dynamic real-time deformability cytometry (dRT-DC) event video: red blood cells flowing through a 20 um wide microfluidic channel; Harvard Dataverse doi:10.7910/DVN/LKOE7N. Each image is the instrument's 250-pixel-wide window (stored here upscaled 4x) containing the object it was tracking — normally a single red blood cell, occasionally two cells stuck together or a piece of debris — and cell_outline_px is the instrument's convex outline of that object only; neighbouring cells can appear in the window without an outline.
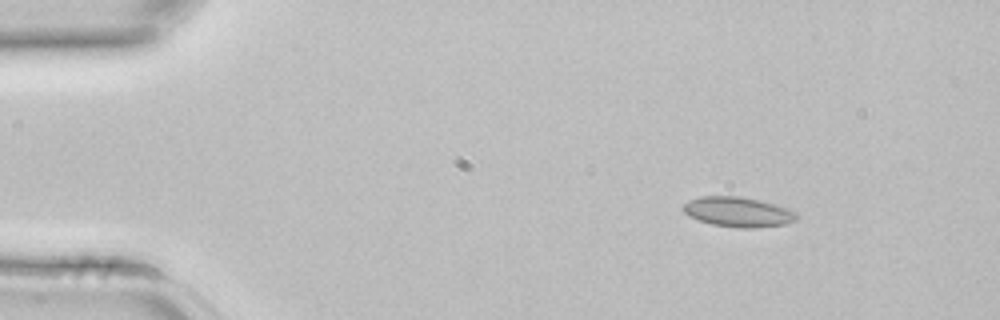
{"species": "common noctule bat (a hibernating species)", "species_latin": "Nyctalus noctula", "temperature_condition": "room temperature", "stored_images_in_passage": 3, "segment_of_instrument_passage": [2, 2], "camera_frame_rate_fps": 3000, "um_per_image_px": 0.085, "animal": {"sex": "female", "body_mass_g": 22.7, "forearm_length_mm": 54.2}, "frame": {"image": 1, "passage_image": 3, "time_ms": 0.667, "image_size_px": [1000, 320], "cell_outline_px": [[800, 216], [796, 220], [788, 224], [756, 228], [740, 228], [712, 224], [688, 216], [680, 208], [684, 204], [700, 196], [740, 196], [760, 200], [788, 208], [796, 212]], "centroid_in_image_um": [62.78, 18.02], "position_along_channel_um": 22.2, "area_um2": 19.94}}